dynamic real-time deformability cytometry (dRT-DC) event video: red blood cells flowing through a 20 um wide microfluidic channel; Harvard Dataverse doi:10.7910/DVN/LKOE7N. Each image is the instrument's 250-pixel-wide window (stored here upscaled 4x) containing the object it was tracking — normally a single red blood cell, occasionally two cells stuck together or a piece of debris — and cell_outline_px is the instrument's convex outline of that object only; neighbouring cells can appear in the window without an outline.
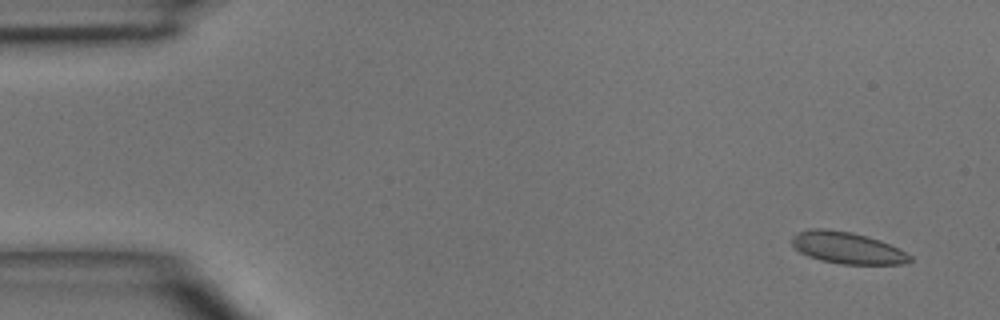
{"species": "common noctule bat (a hibernating species)", "species_latin": "Nyctalus noctula", "temperature_condition": "room temperature", "stored_images_in_passage": 3, "camera_frame_rate_fps": 3000, "um_per_image_px": 0.085, "animal": {"sex": "male", "body_mass_g": 15.6}, "frame": {"image": 1, "passage_image": 1, "time_ms": 0.0, "image_size_px": [1000, 320], "cell_outline_px": [[912, 260], [904, 264], [840, 264], [820, 260], [808, 256], [800, 252], [792, 244], [792, 236], [796, 232], [808, 228], [824, 228], [852, 232], [880, 240], [912, 256]], "centroid_in_image_um": [71.97, 21.06], "position_along_channel_um": 13.0, "area_um2": 21.79}}
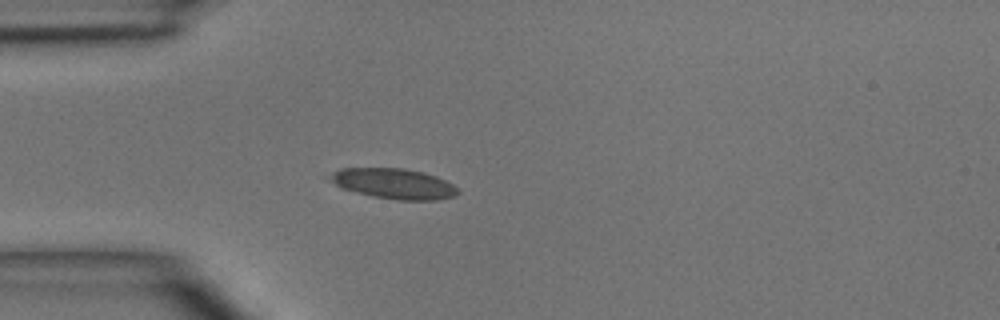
{"frame": {"image": 2, "passage_image": 3, "time_ms": 3.333, "image_size_px": [1000, 320], "cell_outline_px": [[460, 192], [456, 196], [436, 200], [396, 200], [372, 196], [340, 188], [324, 176], [340, 168], [404, 168], [424, 172], [436, 176], [452, 184]], "centroid_in_image_um": [33.42, 15.6], "position_along_channel_um": 51.6, "area_um2": 22.89}}